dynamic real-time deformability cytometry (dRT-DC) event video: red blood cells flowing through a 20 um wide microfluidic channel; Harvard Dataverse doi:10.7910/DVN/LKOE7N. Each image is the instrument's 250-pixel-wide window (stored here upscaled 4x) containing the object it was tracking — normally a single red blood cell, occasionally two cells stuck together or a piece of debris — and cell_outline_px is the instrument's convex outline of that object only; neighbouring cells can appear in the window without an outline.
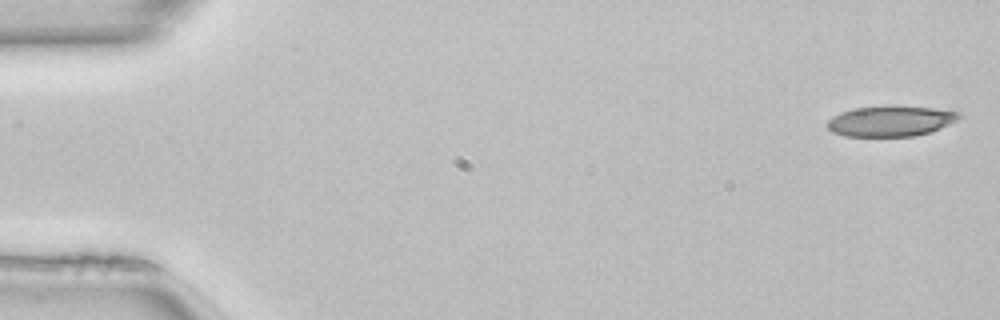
{"species": "common noctule bat (a hibernating species)", "species_latin": "Nyctalus noctula", "temperature_condition": "room temperature", "stored_images_in_passage": 49, "camera_frame_rate_fps": 3000, "um_per_image_px": 0.085, "animal": {"sex": "female", "body_mass_g": 22.7, "forearm_length_mm": 54.2}, "frame": {"image": 1, "passage_image": 1, "time_ms": 0.0, "image_size_px": [1000, 320], "cell_outline_px": [[964, 116], [940, 128], [916, 136], [844, 136], [832, 132], [824, 124], [832, 116], [840, 112], [852, 108], [932, 108], [960, 112]], "centroid_in_image_um": [75.65, 10.32], "position_along_channel_um": 9.3, "area_um2": 22.77}}
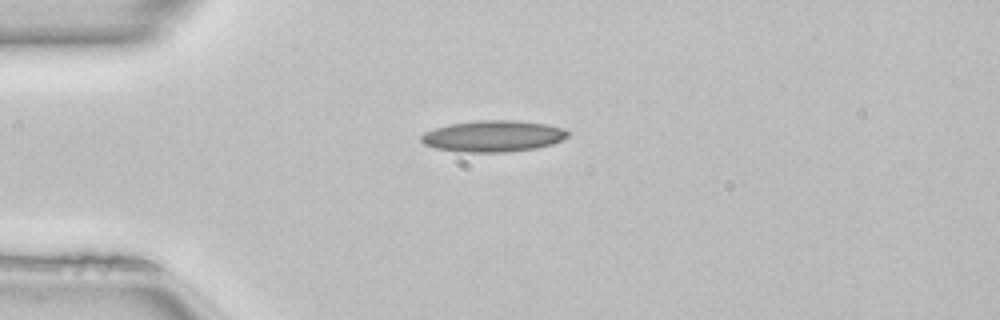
{"frame": {"image": 2, "passage_image": 12, "time_ms": 3.667, "image_size_px": [1000, 320], "cell_outline_px": [[568, 136], [564, 140], [552, 144], [536, 148], [508, 152], [456, 152], [436, 148], [424, 144], [420, 140], [420, 136], [424, 132], [448, 124], [480, 120], [516, 120], [544, 124], [564, 128], [568, 132]], "centroid_in_image_um": [41.91, 11.58], "position_along_channel_um": 43.1, "area_um2": 26.93}}
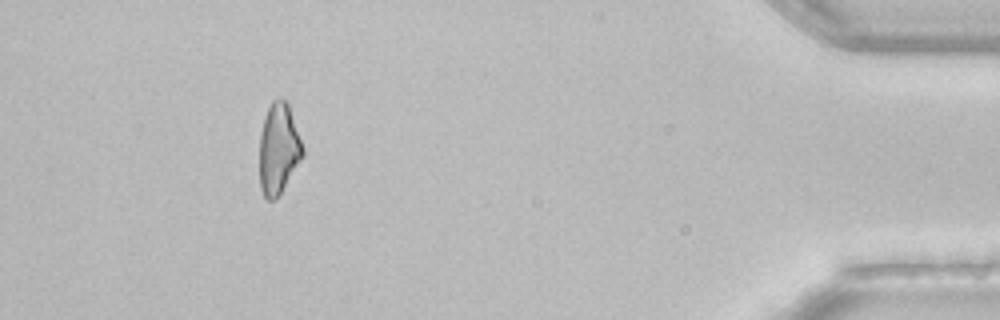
{"frame": {"image": 3, "passage_image": 45, "time_ms": 14.667, "image_size_px": [1000, 320], "cell_outline_px": [[304, 156], [276, 200], [268, 200], [264, 196], [260, 188], [260, 132], [264, 116], [272, 100], [280, 96], [288, 104], [304, 148]], "centroid_in_image_um": [23.68, 12.65], "position_along_channel_um": 411.5, "area_um2": 23.0}, "authors_computed_cell_mechanics": {"area_um2": 24.3338, "velocity_mm_per_s": 4.1117, "shape_relaxation_time_tau1_ms": null, "shape_relaxation_time_tau2_ms": 7.6058, "deformation_change_tau1": null, "deformation_change_tau2": 0.2328}}